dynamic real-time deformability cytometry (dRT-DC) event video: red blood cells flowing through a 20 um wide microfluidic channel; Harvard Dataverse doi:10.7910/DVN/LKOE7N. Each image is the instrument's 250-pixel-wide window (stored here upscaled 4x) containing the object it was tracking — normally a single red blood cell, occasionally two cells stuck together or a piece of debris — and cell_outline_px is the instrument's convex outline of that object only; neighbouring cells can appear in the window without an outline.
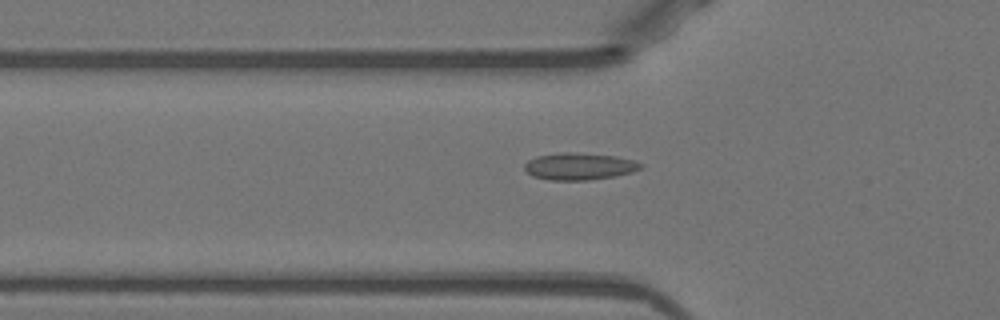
{"species": "Egyptian fruit bat (a non-hibernating species)", "species_latin": "Rousettus aegyptiacus", "temperature_condition": "warm", "stored_images_in_passage": 36, "camera_frame_rate_fps": 3000, "um_per_image_px": 0.085, "animal": {"sex": "female"}, "frame": {"image": 1, "passage_image": 2, "time_ms": 0.333, "image_size_px": [1000, 320], "cell_outline_px": [[644, 164], [640, 168], [632, 172], [616, 176], [588, 180], [548, 180], [532, 176], [524, 168], [524, 164], [528, 160], [536, 156], [560, 152], [572, 152], [616, 156], [636, 160]], "centroid_in_image_um": [49.24, 14.13], "position_along_channel_um": 76.6, "area_um2": 18.44}}
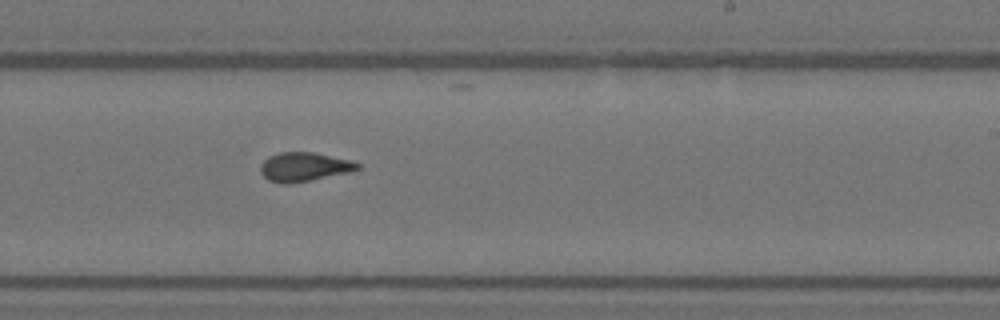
{"frame": {"image": 2, "passage_image": 16, "time_ms": 5.0, "image_size_px": [1000, 320], "cell_outline_px": [[360, 168], [352, 172], [292, 184], [280, 184], [268, 180], [260, 172], [260, 164], [268, 156], [280, 152], [312, 152], [348, 160], [360, 164]], "centroid_in_image_um": [25.82, 14.2], "position_along_channel_um": 263.2, "area_um2": 16.53}}
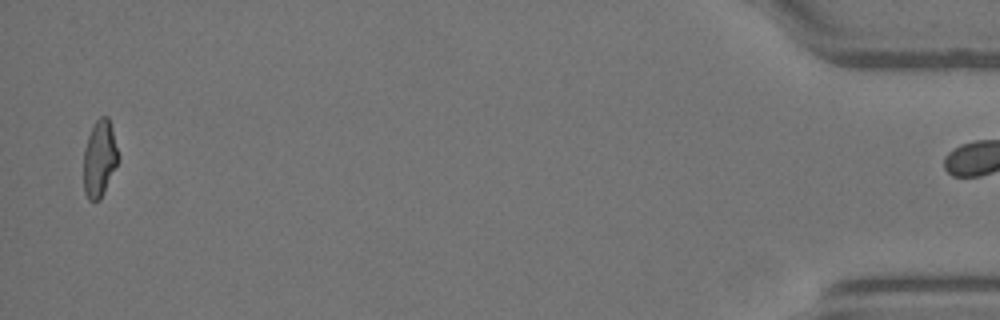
{"frame": {"image": 3, "passage_image": 35, "time_ms": 11.333, "image_size_px": [1000, 320], "cell_outline_px": [[120, 156], [104, 192], [100, 200], [88, 200], [84, 192], [84, 148], [88, 136], [96, 120], [100, 116], [108, 116], [112, 128]], "centroid_in_image_um": [8.46, 13.47], "position_along_channel_um": 426.7, "area_um2": 15.43}, "authors_computed_cell_mechanics": {"area_um2": 16.2129, "velocity_mm_per_s": 3.9809, "shape_relaxation_time_tau1_ms": null, "shape_relaxation_time_tau2_ms": 1.0089, "deformation_change_tau1": null, "deformation_change_tau2": 0.0662}}